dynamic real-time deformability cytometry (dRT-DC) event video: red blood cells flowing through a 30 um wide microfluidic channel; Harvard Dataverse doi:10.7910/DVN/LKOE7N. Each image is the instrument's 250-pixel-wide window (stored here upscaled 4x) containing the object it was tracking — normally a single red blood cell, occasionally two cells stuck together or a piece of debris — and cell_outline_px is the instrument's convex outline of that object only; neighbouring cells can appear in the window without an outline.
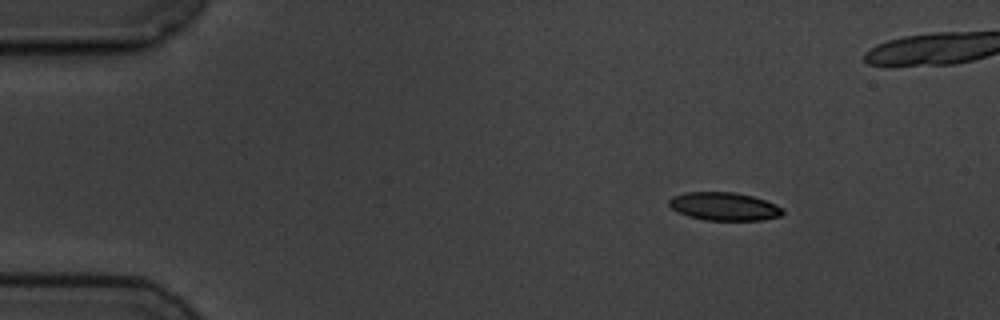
{"species": "common noctule bat (a hibernating species)", "species_latin": "Nyctalus noctula", "temperature_condition": "cold", "stored_images_in_passage": 5, "camera_frame_rate_fps": 3000, "um_per_image_px": 0.085, "animal": {"sex": "male", "body_mass_g": 19.5, "forearm_length_mm": 54.6}, "frame": {"image": 1, "passage_image": 2, "time_ms": 1.333, "image_size_px": [1000, 320], "cell_outline_px": [[784, 212], [780, 216], [764, 220], [704, 220], [688, 216], [672, 208], [668, 204], [668, 200], [672, 196], [688, 192], [736, 192], [752, 196], [776, 204], [784, 208]], "centroid_in_image_um": [61.57, 17.54], "position_along_channel_um": 23.4, "area_um2": 18.67}}